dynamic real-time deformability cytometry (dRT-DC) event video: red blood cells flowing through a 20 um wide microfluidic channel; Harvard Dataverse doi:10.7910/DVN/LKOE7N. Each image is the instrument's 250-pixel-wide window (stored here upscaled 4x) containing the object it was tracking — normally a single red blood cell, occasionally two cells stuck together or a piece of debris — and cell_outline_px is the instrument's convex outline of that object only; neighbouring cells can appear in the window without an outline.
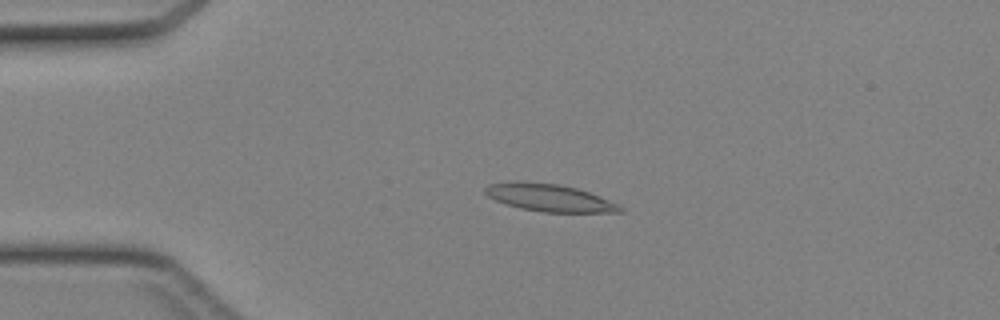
{"species": "Egyptian fruit bat (a non-hibernating species)", "species_latin": "Rousettus aegyptiacus", "temperature_condition": "cold", "stored_images_in_passage": 45, "camera_frame_rate_fps": 3000, "um_per_image_px": 0.085, "animal": {"sex": "female"}, "frame": {"image": 1, "passage_image": 11, "time_ms": 3.333, "image_size_px": [1000, 320], "cell_outline_px": [[624, 212], [544, 212], [520, 208], [496, 200], [488, 196], [484, 192], [484, 188], [488, 184], [516, 180], [560, 184], [576, 188], [588, 192], [620, 204], [624, 208]], "centroid_in_image_um": [46.7, 16.79], "position_along_channel_um": 38.3, "area_um2": 21.62}}
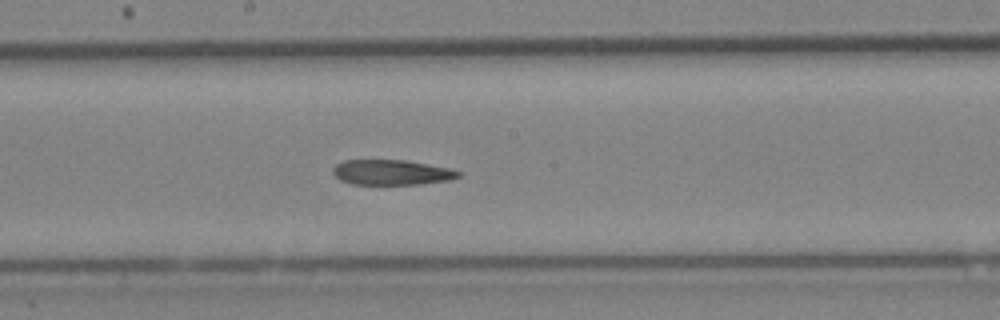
{"frame": {"image": 2, "passage_image": 25, "time_ms": 8.0, "image_size_px": [1000, 320], "cell_outline_px": [[460, 176], [448, 180], [420, 184], [352, 184], [340, 180], [332, 172], [332, 168], [336, 164], [344, 160], [404, 160], [448, 168], [460, 172]], "centroid_in_image_um": [33.23, 14.65], "position_along_channel_um": 215.0, "area_um2": 18.21}}
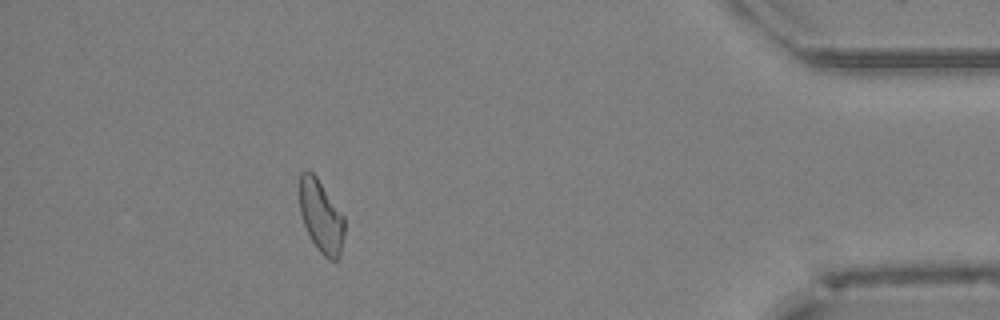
{"frame": {"image": 3, "passage_image": 41, "time_ms": 13.333, "image_size_px": [1000, 320], "cell_outline_px": [[344, 236], [340, 256], [336, 260], [328, 260], [316, 248], [304, 224], [300, 212], [300, 172], [312, 172], [316, 176], [344, 216]], "centroid_in_image_um": [27.31, 18.42], "position_along_channel_um": 407.9, "area_um2": 18.79}}